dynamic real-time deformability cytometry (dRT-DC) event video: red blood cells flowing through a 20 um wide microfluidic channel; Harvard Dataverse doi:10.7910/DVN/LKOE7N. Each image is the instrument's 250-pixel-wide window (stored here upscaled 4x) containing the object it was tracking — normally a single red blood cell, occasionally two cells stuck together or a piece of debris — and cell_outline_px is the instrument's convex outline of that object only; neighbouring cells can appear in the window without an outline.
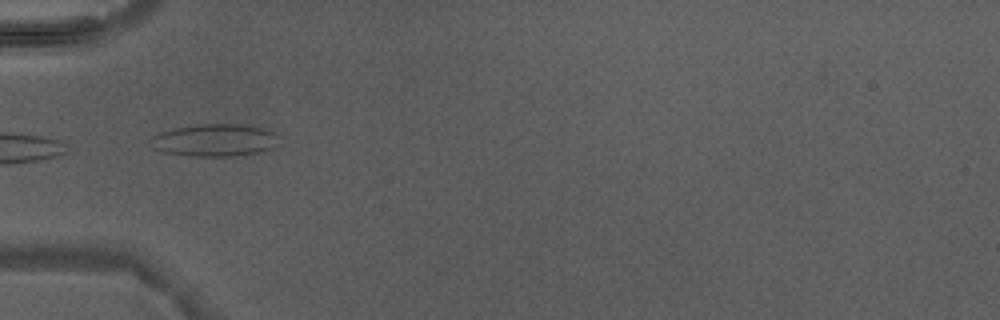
{"species": "Egyptian fruit bat (a non-hibernating species)", "species_latin": "Rousettus aegyptiacus", "temperature_condition": "warm", "stored_images_in_passage": 3, "camera_frame_rate_fps": 3000, "um_per_image_px": 0.085, "animal": {"sex": "male"}, "frame": {"image": 1, "passage_image": 3, "time_ms": 2.667, "image_size_px": [1000, 320], "cell_outline_px": [[280, 136], [272, 148], [260, 152], [232, 156], [192, 156], [164, 152], [156, 148], [148, 140], [152, 136], [160, 132], [176, 128], [204, 124], [240, 124], [260, 128], [272, 132]], "centroid_in_image_um": [18.24, 11.92], "position_along_channel_um": 66.8, "area_um2": 23.87}}